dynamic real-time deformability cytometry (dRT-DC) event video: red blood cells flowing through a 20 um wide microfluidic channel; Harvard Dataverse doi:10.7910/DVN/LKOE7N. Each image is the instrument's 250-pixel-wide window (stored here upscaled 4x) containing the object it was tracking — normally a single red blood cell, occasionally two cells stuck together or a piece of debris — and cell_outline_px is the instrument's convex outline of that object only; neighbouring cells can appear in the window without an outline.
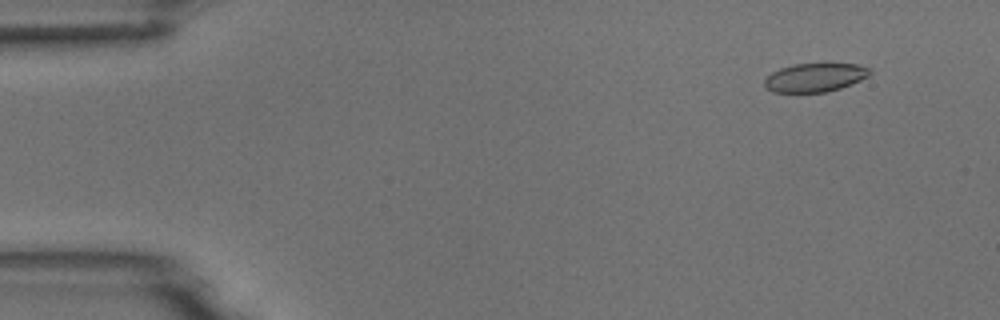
{"species": "common noctule bat (a hibernating species)", "species_latin": "Nyctalus noctula", "temperature_condition": "room temperature", "stored_images_in_passage": 5, "camera_frame_rate_fps": 3000, "um_per_image_px": 0.085, "animal": {"sex": "male", "body_mass_g": 18.8}, "frame": {"image": 1, "passage_image": 2, "time_ms": 0.333, "image_size_px": [1000, 320], "cell_outline_px": [[872, 72], [868, 76], [852, 84], [840, 88], [824, 92], [772, 92], [764, 88], [764, 80], [772, 72], [780, 68], [796, 64], [856, 64], [872, 68]], "centroid_in_image_um": [69.27, 6.59], "position_along_channel_um": 15.7, "area_um2": 17.57}}
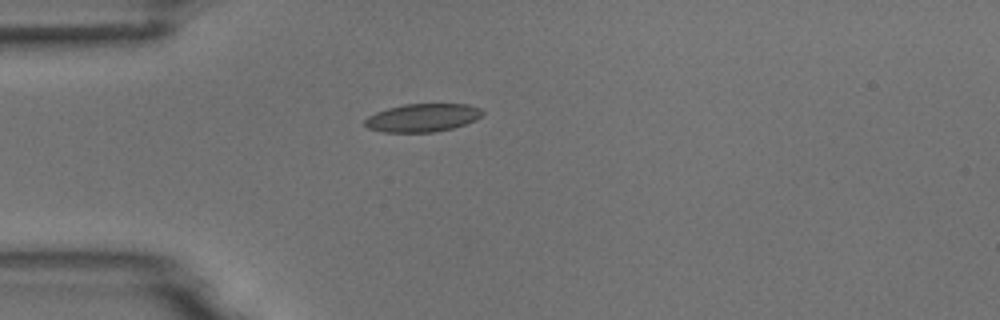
{"frame": {"image": 2, "passage_image": 5, "time_ms": 1.333, "image_size_px": [1000, 320], "cell_outline_px": [[484, 112], [476, 120], [452, 128], [436, 132], [384, 132], [368, 128], [364, 124], [364, 120], [368, 116], [376, 112], [388, 108], [404, 104], [468, 104], [480, 108]], "centroid_in_image_um": [35.91, 10.0], "position_along_channel_um": 49.1, "area_um2": 19.25}}